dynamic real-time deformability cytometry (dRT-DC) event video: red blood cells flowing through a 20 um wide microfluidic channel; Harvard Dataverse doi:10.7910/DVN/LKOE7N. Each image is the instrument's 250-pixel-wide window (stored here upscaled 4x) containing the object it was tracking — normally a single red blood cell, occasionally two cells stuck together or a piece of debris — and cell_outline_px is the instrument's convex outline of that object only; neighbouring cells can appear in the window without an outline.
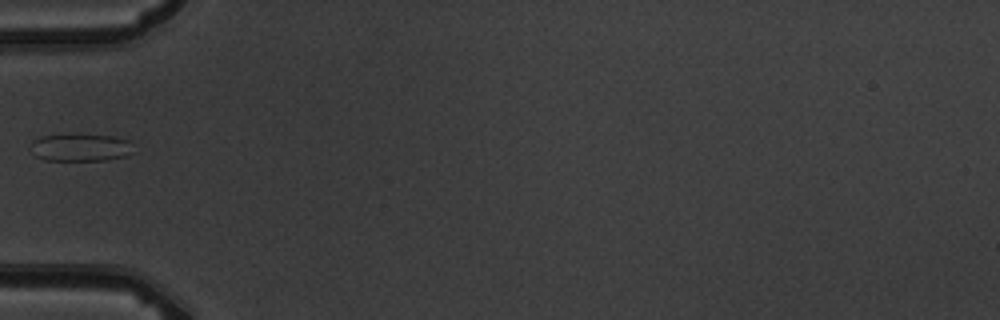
{"species": "common noctule bat (a hibernating species)", "species_latin": "Nyctalus noctula", "temperature_condition": "warm", "stored_images_in_passage": 4, "camera_frame_rate_fps": 3000, "um_per_image_px": 0.085, "animal": {"sex": "male", "body_mass_g": 19.5, "forearm_length_mm": 54.6}, "frame": {"image": 1, "passage_image": 3, "time_ms": 3.333, "image_size_px": [1000, 320], "cell_outline_px": [[136, 152], [124, 156], [104, 160], [44, 160], [36, 156], [28, 148], [32, 140], [40, 136], [112, 136], [128, 140]], "centroid_in_image_um": [6.82, 12.56], "position_along_channel_um": 78.2, "area_um2": 16.18}}
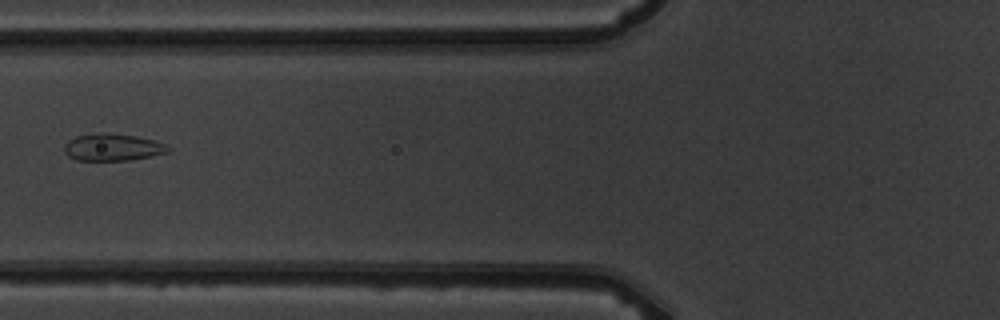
{"frame": {"image": 2, "passage_image": 4, "time_ms": 4.333, "image_size_px": [1000, 320], "cell_outline_px": [[172, 148], [168, 152], [152, 156], [128, 160], [76, 160], [68, 156], [64, 152], [64, 144], [68, 140], [76, 136], [96, 132], [100, 132], [136, 136], [152, 140], [164, 144]], "centroid_in_image_um": [9.54, 12.51], "position_along_channel_um": 116.3, "area_um2": 16.42}}